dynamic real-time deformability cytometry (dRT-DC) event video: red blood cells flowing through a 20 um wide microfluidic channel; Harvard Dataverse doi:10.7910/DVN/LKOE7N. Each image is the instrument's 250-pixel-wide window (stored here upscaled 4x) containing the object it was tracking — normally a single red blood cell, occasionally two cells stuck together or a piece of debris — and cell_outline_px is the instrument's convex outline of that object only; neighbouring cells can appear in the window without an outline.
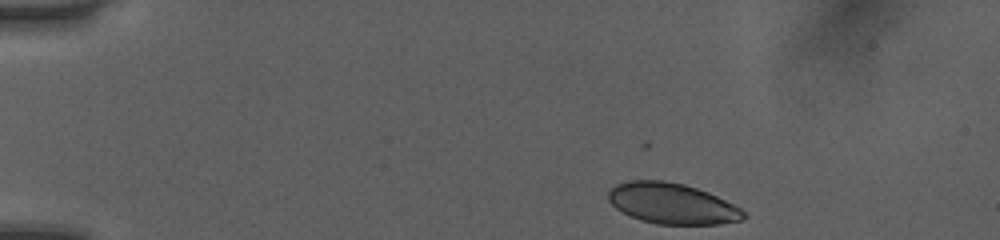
{"species": "human", "species_latin": "Homo sapiens", "temperature_condition": "room temperature", "stored_images_in_passage": 43, "camera_frame_rate_fps": 3000, "um_per_image_px": 0.085, "donor": {"sex": "female"}, "frame": {"image": 1, "passage_image": 1, "time_ms": 0.0, "image_size_px": [1000, 240], "cell_outline_px": [[748, 216], [740, 220], [720, 224], [656, 224], [640, 220], [616, 208], [608, 200], [608, 192], [616, 184], [628, 180], [664, 180], [684, 184], [708, 192], [740, 208]], "centroid_in_image_um": [57.11, 17.29], "position_along_channel_um": 27.9, "area_um2": 31.96}}
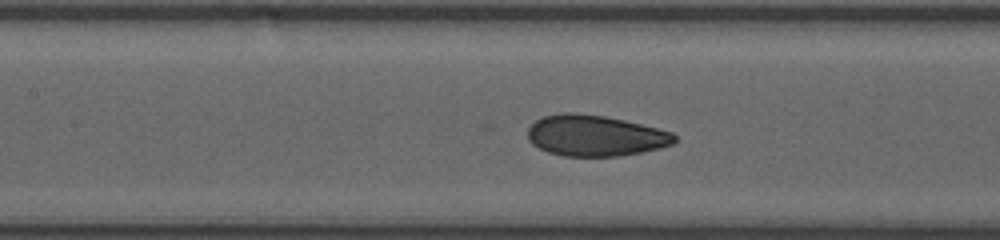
{"frame": {"image": 2, "passage_image": 17, "time_ms": 5.333, "image_size_px": [1000, 240], "cell_outline_px": [[676, 140], [672, 144], [660, 148], [640, 152], [616, 156], [564, 156], [548, 152], [532, 144], [528, 140], [528, 128], [536, 120], [544, 116], [568, 112], [604, 116], [624, 120], [672, 132], [676, 136]], "centroid_in_image_um": [50.58, 11.53], "position_along_channel_um": 156.8, "area_um2": 34.74}}
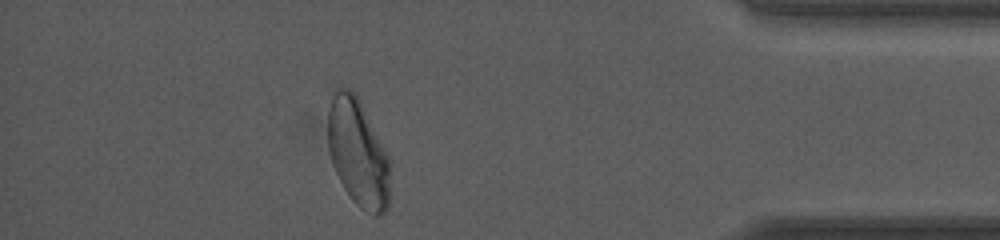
{"frame": {"image": 3, "passage_image": 38, "time_ms": 12.333, "image_size_px": [1000, 240], "cell_outline_px": [[388, 204], [384, 212], [380, 216], [372, 216], [360, 208], [352, 200], [344, 188], [332, 164], [328, 148], [328, 108], [332, 96], [336, 88], [348, 88], [356, 96], [388, 156]], "centroid_in_image_um": [30.39, 13.03], "position_along_channel_um": 404.8, "area_um2": 38.15}, "authors_computed_cell_mechanics": {"area_um2": 35.3736, "velocity_mm_per_s": 4.0568, "shape_relaxation_time_tau1_ms": 3.4432, "shape_relaxation_time_tau2_ms": null, "deformation_change_tau1": 0.1333, "deformation_change_tau2": null}}